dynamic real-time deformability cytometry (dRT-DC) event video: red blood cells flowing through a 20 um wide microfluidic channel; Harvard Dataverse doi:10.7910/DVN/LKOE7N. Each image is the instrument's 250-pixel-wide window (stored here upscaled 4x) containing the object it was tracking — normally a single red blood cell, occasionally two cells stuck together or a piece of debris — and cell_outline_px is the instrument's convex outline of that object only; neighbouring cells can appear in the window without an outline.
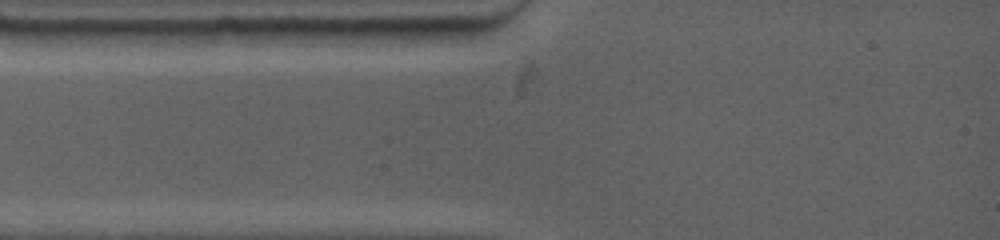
{"species": "common noctule bat (a hibernating species)", "species_latin": "Nyctalus noctula", "temperature_condition": "warm", "stored_images_in_passage": 1, "camera_frame_rate_fps": 4500, "um_per_image_px": 0.085, "animal": {"sex": "female", "body_mass_g": 19.0, "forearm_length_mm": 53.3}, "frame": {"image": 1, "passage_image": 1, "time_ms": 0.0, "image_size_px": [1000, 240], "cell_outline_px": [[476, 32], [472, 36], [460, 44], [376, 48], [364, 48], [352, 28], [476, 28]], "centroid_in_image_um": [35.0, 3.12], "position_along_channel_um": 50.0, "area_um2": 14.74}}